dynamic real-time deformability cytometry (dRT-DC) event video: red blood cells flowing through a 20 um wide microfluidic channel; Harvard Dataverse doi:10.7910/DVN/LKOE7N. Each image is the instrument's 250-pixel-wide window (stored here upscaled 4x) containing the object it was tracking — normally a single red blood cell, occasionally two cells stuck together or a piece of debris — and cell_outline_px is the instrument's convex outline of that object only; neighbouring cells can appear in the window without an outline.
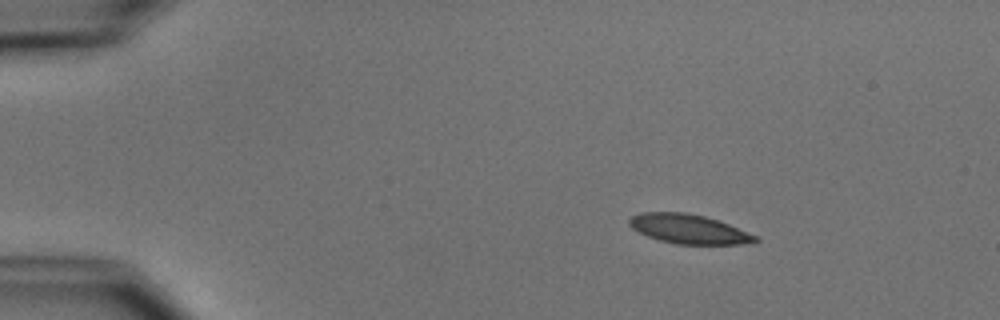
{"species": "common noctule bat (a hibernating species)", "species_latin": "Nyctalus noctula", "temperature_condition": "cold", "stored_images_in_passage": 46, "camera_frame_rate_fps": 3000, "um_per_image_px": 0.085, "animal": {"sex": "male", "body_mass_g": 15.6}, "frame": {"image": 1, "passage_image": 1, "time_ms": 0.0, "image_size_px": [1000, 320], "cell_outline_px": [[760, 240], [740, 244], [676, 244], [660, 240], [648, 236], [632, 228], [628, 224], [628, 220], [632, 216], [640, 212], [684, 212], [704, 216], [728, 224], [756, 236]], "centroid_in_image_um": [58.49, 19.46], "position_along_channel_um": 26.5, "area_um2": 21.21}}
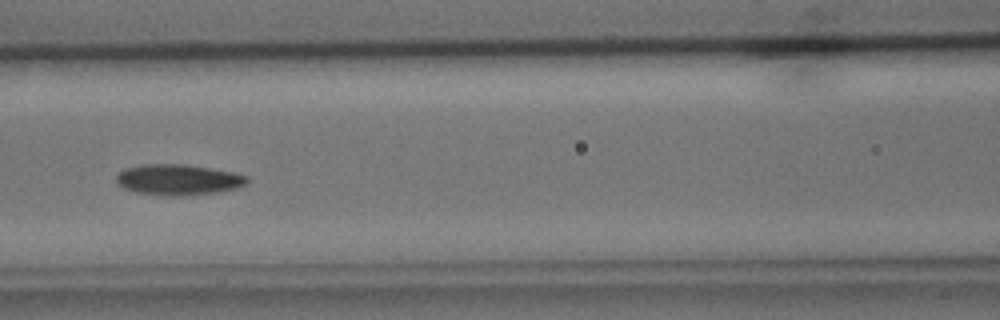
{"frame": {"image": 2, "passage_image": 17, "time_ms": 5.333, "image_size_px": [1000, 320], "cell_outline_px": [[248, 180], [244, 184], [236, 188], [216, 192], [184, 196], [168, 196], [136, 192], [124, 188], [116, 180], [116, 176], [124, 168], [144, 164], [184, 164], [232, 172], [248, 176]], "centroid_in_image_um": [15.13, 15.27], "position_along_channel_um": 151.5, "area_um2": 23.24}}
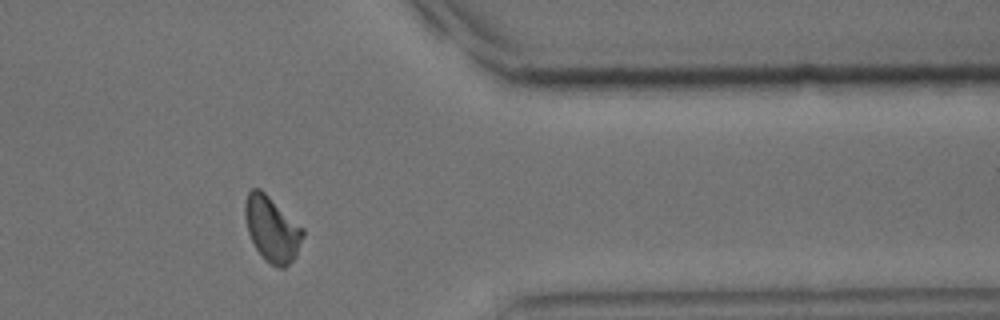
{"frame": {"image": 3, "passage_image": 37, "time_ms": 12.0, "image_size_px": [1000, 320], "cell_outline_px": [[304, 236], [296, 256], [284, 268], [280, 268], [264, 260], [256, 248], [248, 232], [244, 216], [244, 204], [248, 192], [252, 188], [260, 188], [304, 228]], "centroid_in_image_um": [23.12, 19.45], "position_along_channel_um": 388.3, "area_um2": 22.02}, "authors_computed_cell_mechanics": {"area_um2": 22.0507, "velocity_mm_per_s": 3.746, "shape_relaxation_time_tau1_ms": 3.3416, "shape_relaxation_time_tau2_ms": 5.7574, "deformation_change_tau1": 0.1252, "deformation_change_tau2": 0.0989}}